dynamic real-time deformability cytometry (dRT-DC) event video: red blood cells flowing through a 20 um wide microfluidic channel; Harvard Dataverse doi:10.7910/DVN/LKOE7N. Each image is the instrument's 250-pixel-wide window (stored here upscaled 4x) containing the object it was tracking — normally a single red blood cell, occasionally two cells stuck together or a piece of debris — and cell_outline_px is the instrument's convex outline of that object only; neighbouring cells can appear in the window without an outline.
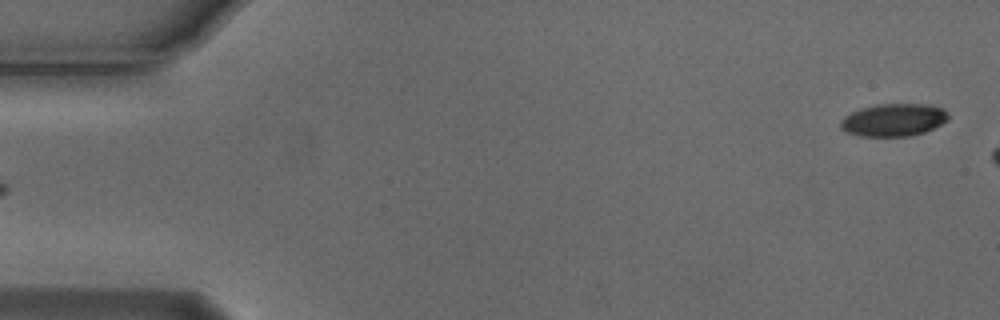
{"species": "Egyptian fruit bat (a non-hibernating species)", "species_latin": "Rousettus aegyptiacus", "temperature_condition": "cold", "stored_images_in_passage": 6, "segment_of_instrument_passage": [2, 2], "camera_frame_rate_fps": 3000, "um_per_image_px": 0.085, "animal": {"sex": "male"}, "frame": {"image": 1, "passage_image": 6, "time_ms": 1.667, "image_size_px": [1000, 320], "cell_outline_px": [[948, 120], [924, 132], [908, 136], [860, 136], [848, 132], [840, 128], [840, 120], [844, 116], [860, 108], [876, 104], [928, 104], [944, 108], [948, 112]], "centroid_in_image_um": [75.95, 10.18], "position_along_channel_um": 9.0, "area_um2": 20.52}}